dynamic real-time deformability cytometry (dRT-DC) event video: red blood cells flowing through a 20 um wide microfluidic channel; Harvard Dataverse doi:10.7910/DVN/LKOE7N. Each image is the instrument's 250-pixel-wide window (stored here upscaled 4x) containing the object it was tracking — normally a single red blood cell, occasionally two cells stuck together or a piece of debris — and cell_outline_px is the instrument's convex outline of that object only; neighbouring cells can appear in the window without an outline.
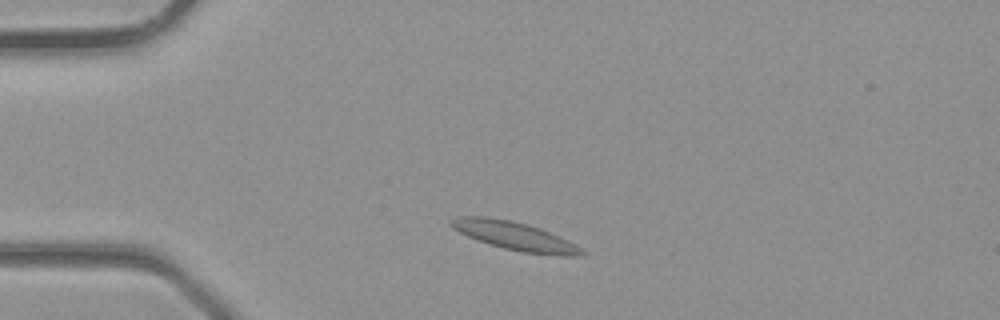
{"species": "common noctule bat (a hibernating species)", "species_latin": "Nyctalus noctula", "temperature_condition": "room temperature", "stored_images_in_passage": 2, "camera_frame_rate_fps": 3000, "um_per_image_px": 0.085, "animal": {"sex": "male", "body_mass_g": 23.1, "forearm_length_mm": 52.7}, "frame": {"image": 1, "passage_image": 1, "time_ms": 0.0, "image_size_px": [1000, 320], "cell_outline_px": [[588, 252], [584, 256], [564, 256], [520, 252], [504, 248], [476, 240], [452, 228], [448, 224], [448, 220], [456, 216], [488, 216], [512, 220], [528, 224], [540, 228], [560, 236], [568, 240]], "centroid_in_image_um": [43.76, 20.05], "position_along_channel_um": 41.2, "area_um2": 22.02}}